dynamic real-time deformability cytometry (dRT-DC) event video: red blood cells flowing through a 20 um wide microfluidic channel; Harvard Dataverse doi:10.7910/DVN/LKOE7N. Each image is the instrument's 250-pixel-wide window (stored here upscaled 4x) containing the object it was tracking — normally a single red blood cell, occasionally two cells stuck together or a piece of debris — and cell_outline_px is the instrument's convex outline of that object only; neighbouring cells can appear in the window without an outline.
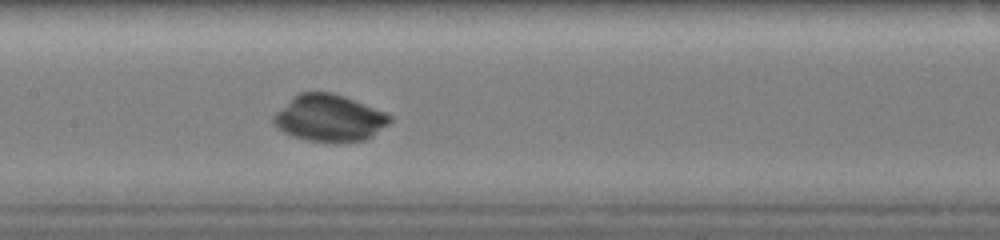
{"species": "common noctule bat (a hibernating species)", "species_latin": "Nyctalus noctula", "temperature_condition": "warm", "stored_images_in_passage": 29, "camera_frame_rate_fps": 3000, "um_per_image_px": 0.085, "animal": {"sex": "female", "body_mass_g": 19.0, "forearm_length_mm": 51.5}, "frame": {"image": 1, "passage_image": 10, "time_ms": 3.0, "image_size_px": [1000, 240], "cell_outline_px": [[392, 120], [388, 124], [372, 136], [364, 140], [308, 140], [292, 136], [284, 132], [272, 120], [272, 116], [292, 96], [300, 92], [332, 92], [344, 96], [384, 112], [392, 116]], "centroid_in_image_um": [27.97, 10.0], "position_along_channel_um": 179.4, "area_um2": 30.98}}
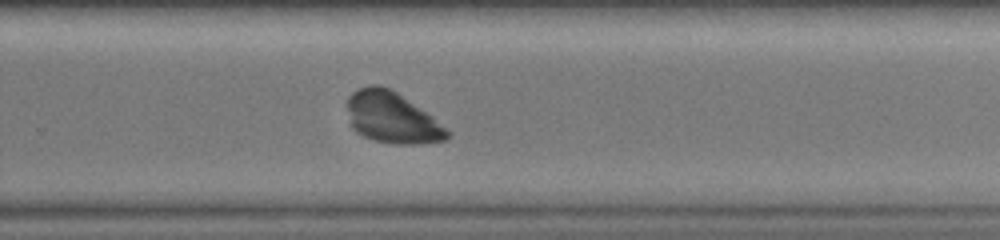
{"frame": {"image": 2, "passage_image": 18, "time_ms": 5.667, "image_size_px": [1000, 240], "cell_outline_px": [[452, 136], [448, 140], [420, 144], [396, 144], [372, 140], [356, 132], [352, 128], [348, 108], [348, 96], [352, 92], [368, 84], [380, 84], [396, 92], [432, 116], [452, 132]], "centroid_in_image_um": [33.36, 10.02], "position_along_channel_um": 296.4, "area_um2": 29.88}}
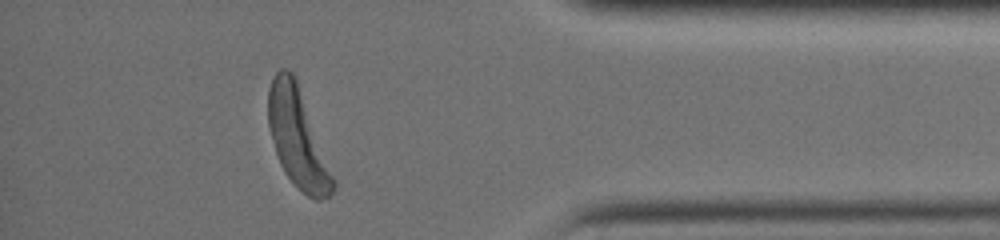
{"frame": {"image": 3, "passage_image": 27, "time_ms": 8.667, "image_size_px": [1000, 240], "cell_outline_px": [[336, 188], [328, 196], [320, 200], [316, 200], [308, 196], [284, 172], [280, 164], [276, 152], [268, 124], [268, 88], [276, 72], [280, 68], [288, 68], [292, 72], [296, 80], [336, 180]], "centroid_in_image_um": [25.3, 11.73], "position_along_channel_um": 409.9, "area_um2": 36.7}}